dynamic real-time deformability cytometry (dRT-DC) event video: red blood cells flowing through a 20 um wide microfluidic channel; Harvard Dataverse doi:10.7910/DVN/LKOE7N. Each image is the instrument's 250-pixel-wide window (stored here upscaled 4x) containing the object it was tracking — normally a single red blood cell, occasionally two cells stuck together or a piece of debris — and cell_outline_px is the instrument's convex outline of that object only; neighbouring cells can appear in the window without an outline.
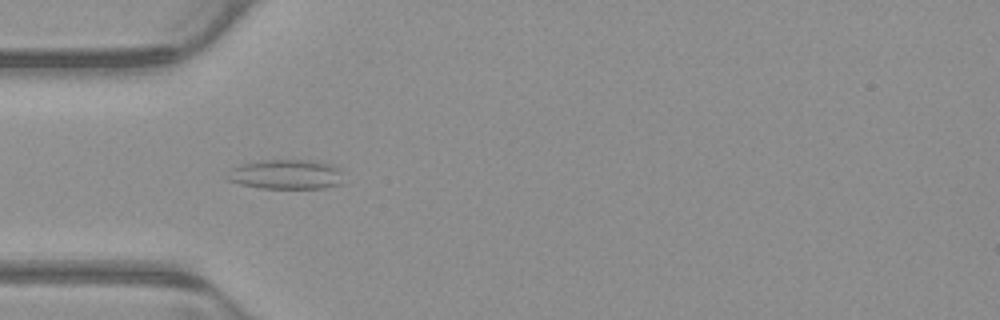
{"species": "common noctule bat (a hibernating species)", "species_latin": "Nyctalus noctula", "temperature_condition": "warm", "stored_images_in_passage": 8, "camera_frame_rate_fps": 3000, "um_per_image_px": 0.085, "animal": {"sex": "male", "body_mass_g": 23.1, "forearm_length_mm": 52.7}, "frame": {"image": 1, "passage_image": 5, "time_ms": 1.333, "image_size_px": [1000, 320], "cell_outline_px": [[340, 184], [324, 188], [260, 188], [240, 184], [228, 180], [232, 168], [240, 164], [256, 160], [312, 160], [328, 164], [340, 168]], "centroid_in_image_um": [24.3, 14.81], "position_along_channel_um": 60.7, "area_um2": 19.88}}
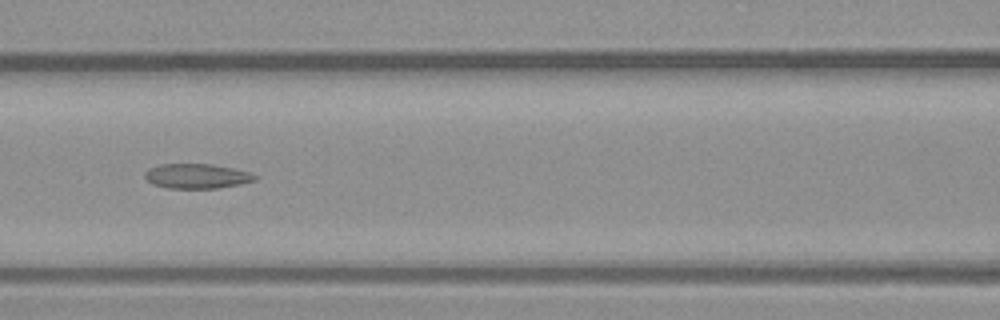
{"frame": {"image": 2, "passage_image": 7, "time_ms": 2.0, "image_size_px": [1000, 320], "cell_outline_px": [[256, 180], [240, 184], [216, 188], [168, 188], [152, 184], [144, 176], [144, 172], [160, 164], [212, 164], [232, 168], [248, 172], [256, 176]], "centroid_in_image_um": [16.71, 14.97], "position_along_channel_um": 149.9, "area_um2": 15.66}}
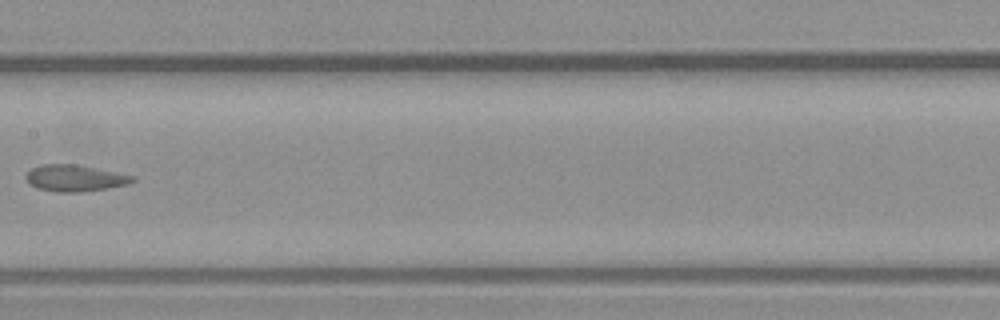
{"frame": {"image": 3, "passage_image": 8, "time_ms": 2.333, "image_size_px": [1000, 320], "cell_outline_px": [[136, 180], [128, 184], [80, 192], [56, 192], [36, 188], [24, 176], [32, 168], [40, 164], [76, 164], [136, 176]], "centroid_in_image_um": [6.37, 15.13], "position_along_channel_um": 201.0, "area_um2": 16.36}}